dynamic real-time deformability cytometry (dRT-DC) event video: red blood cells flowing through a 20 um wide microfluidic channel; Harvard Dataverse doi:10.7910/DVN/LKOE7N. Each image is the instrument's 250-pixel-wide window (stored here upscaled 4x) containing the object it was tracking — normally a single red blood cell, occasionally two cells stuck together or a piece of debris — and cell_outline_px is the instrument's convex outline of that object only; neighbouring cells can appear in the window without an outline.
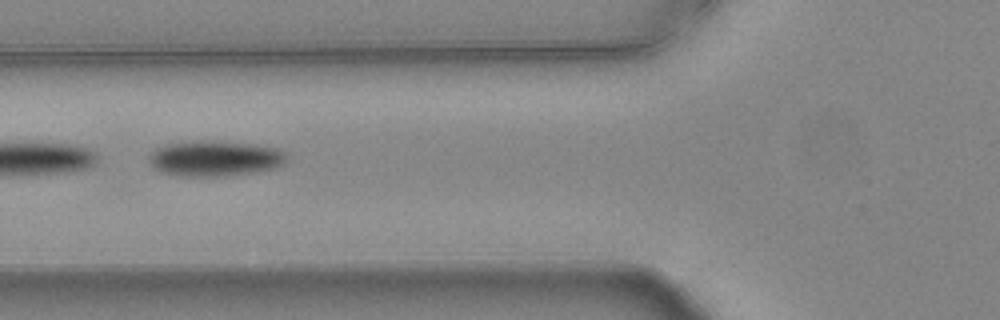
{"species": "common noctule bat (a hibernating species)", "species_latin": "Nyctalus noctula", "temperature_condition": "warm", "stored_images_in_passage": 13, "camera_frame_rate_fps": 3000, "um_per_image_px": 0.085, "animal": {"sex": "female", "body_mass_g": 24.6, "forearm_length_mm": 56.2}, "frame": {"image": 1, "passage_image": 11, "time_ms": 3.333, "image_size_px": [1000, 320], "cell_outline_px": [[284, 164], [276, 168], [256, 172], [224, 176], [180, 176], [160, 172], [152, 168], [148, 160], [148, 156], [156, 148], [168, 144], [200, 140], [248, 144], [276, 148], [284, 152]], "centroid_in_image_um": [18.2, 13.49], "position_along_channel_um": 107.6, "area_um2": 28.32}}